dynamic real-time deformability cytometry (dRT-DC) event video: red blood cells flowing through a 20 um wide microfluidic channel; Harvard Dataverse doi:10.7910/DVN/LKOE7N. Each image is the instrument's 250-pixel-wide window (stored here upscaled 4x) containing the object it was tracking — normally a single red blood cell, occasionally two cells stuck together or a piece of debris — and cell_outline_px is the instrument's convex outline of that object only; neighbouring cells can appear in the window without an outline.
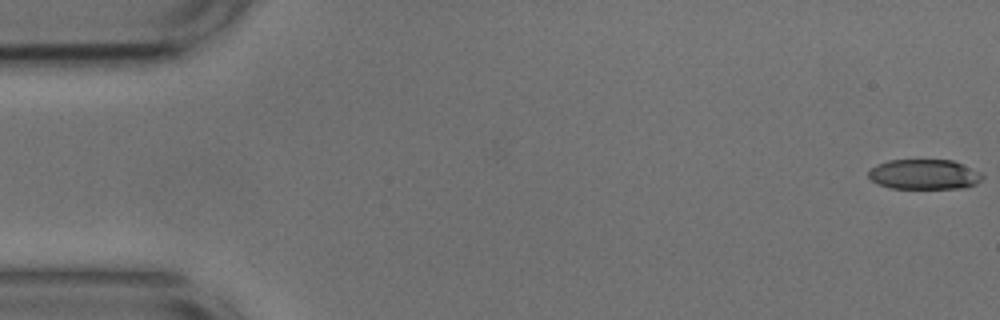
{"species": "common noctule bat (a hibernating species)", "species_latin": "Nyctalus noctula", "temperature_condition": "cold", "stored_images_in_passage": 53, "camera_frame_rate_fps": 3000, "um_per_image_px": 0.085, "animal": {"sex": "male", "body_mass_g": 17.9, "forearm_length_mm": 54.2}, "frame": {"image": 1, "passage_image": 1, "time_ms": 0.0, "image_size_px": [1000, 320], "cell_outline_px": [[984, 176], [976, 184], [968, 188], [892, 188], [876, 184], [868, 176], [868, 172], [876, 164], [888, 160], [952, 160], [980, 172]], "centroid_in_image_um": [78.54, 14.83], "position_along_channel_um": 6.5, "area_um2": 19.94}}
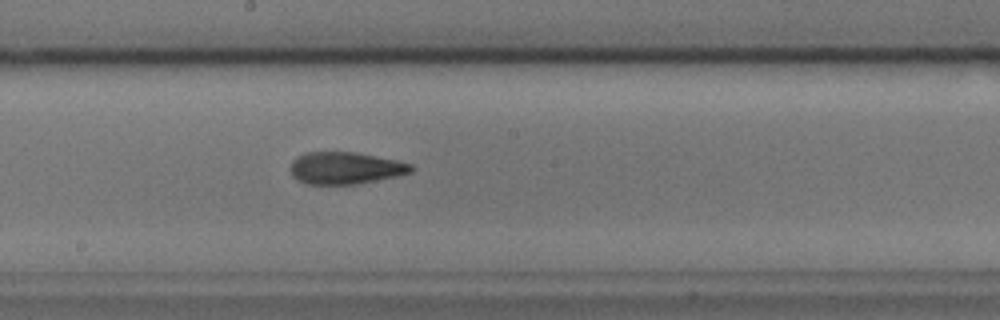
{"frame": {"image": 2, "passage_image": 29, "time_ms": 9.333, "image_size_px": [1000, 320], "cell_outline_px": [[416, 168], [412, 172], [396, 176], [356, 184], [308, 184], [296, 180], [292, 176], [292, 160], [296, 156], [304, 152], [356, 152], [396, 160], [412, 164]], "centroid_in_image_um": [29.36, 14.28], "position_along_channel_um": 218.8, "area_um2": 22.6}}
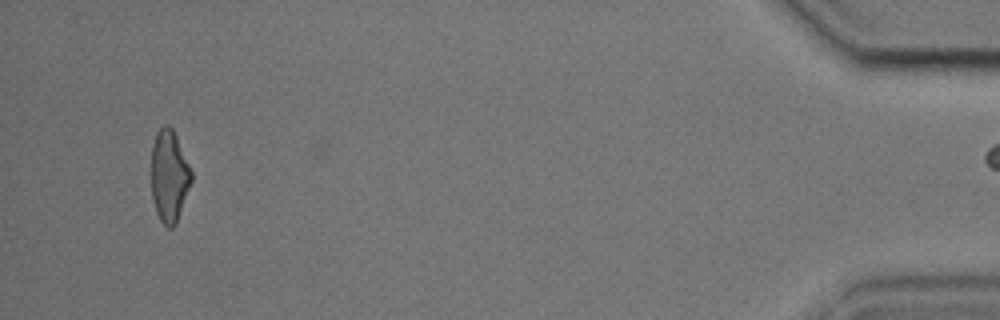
{"frame": {"image": 3, "passage_image": 52, "time_ms": 17.0, "image_size_px": [1000, 320], "cell_outline_px": [[192, 180], [176, 224], [172, 228], [168, 228], [160, 220], [156, 212], [152, 200], [152, 144], [156, 132], [164, 124], [168, 124], [172, 128], [176, 136], [192, 172]], "centroid_in_image_um": [14.38, 14.97], "position_along_channel_um": 420.8, "area_um2": 21.39}, "authors_computed_cell_mechanics": {"area_um2": 22.3108, "velocity_mm_per_s": 3.673, "shape_relaxation_time_tau1_ms": 8.4833, "shape_relaxation_time_tau2_ms": 2.4483, "deformation_change_tau1": 0.218, "deformation_change_tau2": 0.1111}}